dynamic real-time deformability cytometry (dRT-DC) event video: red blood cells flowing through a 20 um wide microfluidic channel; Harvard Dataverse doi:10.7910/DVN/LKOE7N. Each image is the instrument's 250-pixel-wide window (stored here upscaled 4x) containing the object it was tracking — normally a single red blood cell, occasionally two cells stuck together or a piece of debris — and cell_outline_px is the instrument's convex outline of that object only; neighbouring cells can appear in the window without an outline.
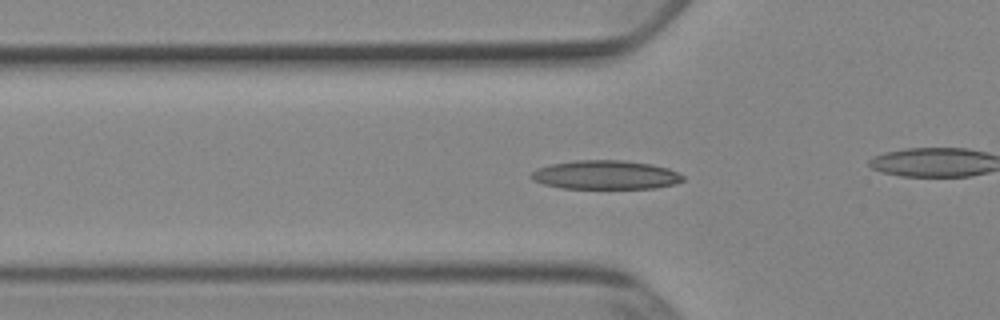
{"species": "Egyptian fruit bat (a non-hibernating species)", "species_latin": "Rousettus aegyptiacus", "temperature_condition": "cold", "stored_images_in_passage": 53, "camera_frame_rate_fps": 3000, "um_per_image_px": 0.085, "animal": {"sex": "female"}, "frame": {"image": 1, "passage_image": 18, "time_ms": 5.667, "image_size_px": [1000, 320], "cell_outline_px": [[684, 180], [672, 184], [656, 188], [560, 188], [544, 184], [532, 180], [528, 176], [536, 168], [552, 164], [576, 160], [624, 160], [652, 164], [668, 168], [684, 176]], "centroid_in_image_um": [51.44, 14.86], "position_along_channel_um": 74.4, "area_um2": 25.55}}
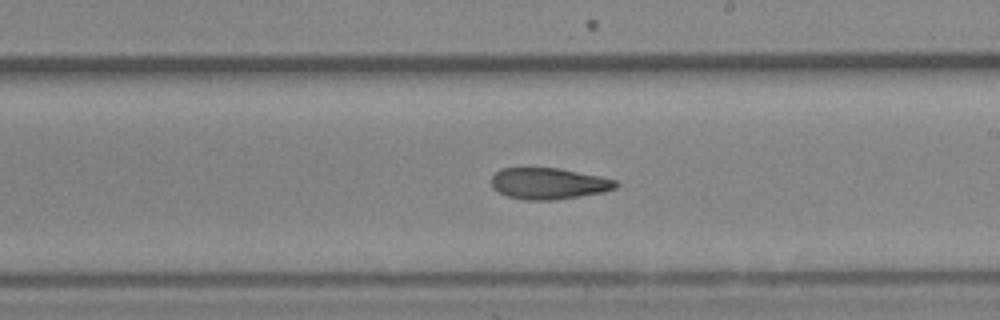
{"frame": {"image": 2, "passage_image": 31, "time_ms": 10.0, "image_size_px": [1000, 320], "cell_outline_px": [[620, 184], [616, 188], [604, 192], [580, 196], [552, 200], [524, 200], [508, 196], [492, 188], [492, 176], [500, 168], [560, 168], [600, 176], [616, 180]], "centroid_in_image_um": [46.66, 15.6], "position_along_channel_um": 242.3, "area_um2": 22.77}}
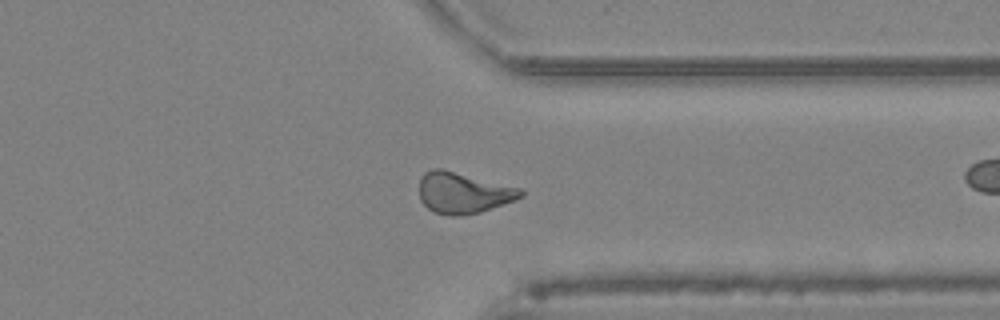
{"frame": {"image": 3, "passage_image": 41, "time_ms": 13.333, "image_size_px": [1000, 320], "cell_outline_px": [[524, 196], [516, 200], [480, 212], [464, 216], [452, 216], [432, 212], [420, 200], [420, 176], [424, 172], [432, 168], [440, 168], [520, 188], [524, 192]], "centroid_in_image_um": [39.36, 16.4], "position_along_channel_um": 372.0, "area_um2": 24.33}, "authors_computed_cell_mechanics": {"area_um2": 23.2934, "velocity_mm_per_s": 3.896, "shape_relaxation_time_tau1_ms": null, "shape_relaxation_time_tau2_ms": 5.7331, "deformation_change_tau1": null, "deformation_change_tau2": 0.1286}}